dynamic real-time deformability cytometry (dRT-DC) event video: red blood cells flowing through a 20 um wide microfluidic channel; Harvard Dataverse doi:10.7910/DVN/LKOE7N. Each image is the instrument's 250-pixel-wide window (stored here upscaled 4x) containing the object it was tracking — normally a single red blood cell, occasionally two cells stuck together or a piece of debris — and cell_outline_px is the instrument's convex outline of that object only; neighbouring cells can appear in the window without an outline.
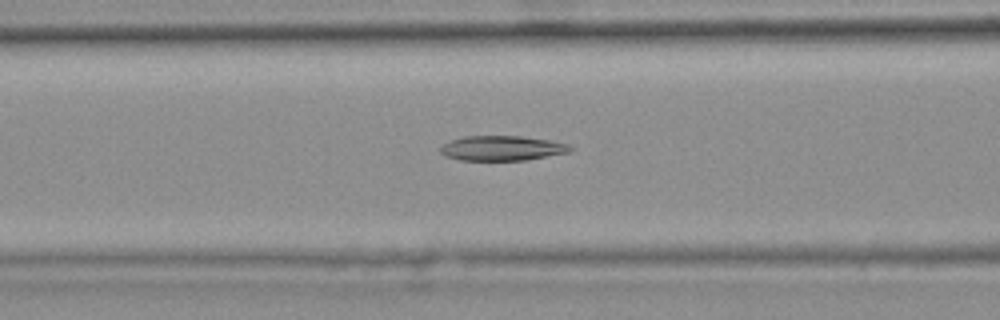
{"species": "common noctule bat (a hibernating species)", "species_latin": "Nyctalus noctula", "temperature_condition": "warm", "stored_images_in_passage": 47, "camera_frame_rate_fps": 3000, "um_per_image_px": 0.085, "animal": {"sex": "female", "body_mass_g": 25.1}, "frame": {"image": 1, "passage_image": 21, "time_ms": 6.667, "image_size_px": [1000, 320], "cell_outline_px": [[572, 148], [568, 152], [524, 160], [460, 160], [444, 156], [440, 152], [440, 148], [444, 144], [452, 140], [464, 136], [520, 136], [548, 140], [568, 144]], "centroid_in_image_um": [42.62, 12.59], "position_along_channel_um": 124.0, "area_um2": 18.55}}